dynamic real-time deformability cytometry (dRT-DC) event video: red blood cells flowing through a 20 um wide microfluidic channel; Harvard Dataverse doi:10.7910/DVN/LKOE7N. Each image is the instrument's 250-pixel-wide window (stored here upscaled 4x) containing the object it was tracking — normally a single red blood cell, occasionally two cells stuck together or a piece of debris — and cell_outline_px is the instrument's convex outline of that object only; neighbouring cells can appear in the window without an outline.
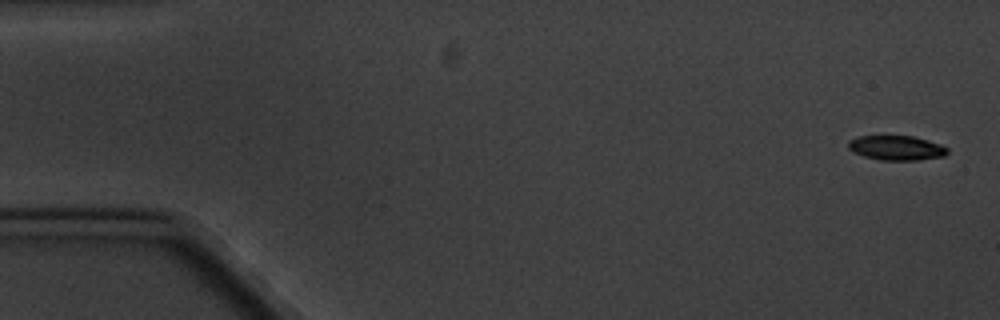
{"species": "common noctule bat (a hibernating species)", "species_latin": "Nyctalus noctula", "temperature_condition": "cold", "stored_images_in_passage": 7, "camera_frame_rate_fps": 3000, "um_per_image_px": 0.085, "animal": {"sex": "male", "body_mass_g": 20.1, "forearm_length_mm": 53.5}, "frame": {"image": 1, "passage_image": 1, "time_ms": 0.0, "image_size_px": [1000, 320], "cell_outline_px": [[948, 152], [944, 156], [920, 160], [880, 160], [864, 156], [852, 152], [848, 148], [848, 140], [860, 136], [912, 136], [928, 140], [940, 144], [948, 148]], "centroid_in_image_um": [76.19, 12.57], "position_along_channel_um": 8.8, "area_um2": 14.28}}
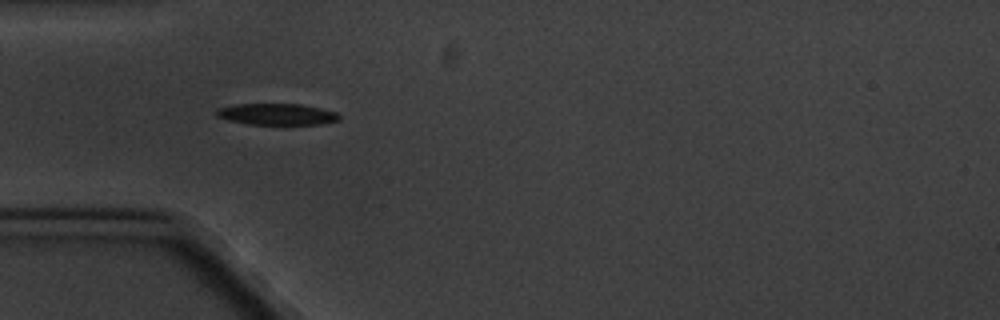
{"frame": {"image": 2, "passage_image": 5, "time_ms": 5.333, "image_size_px": [1000, 320], "cell_outline_px": [[340, 120], [320, 124], [248, 124], [228, 120], [216, 116], [216, 108], [236, 104], [300, 104], [320, 108], [336, 112], [340, 116]], "centroid_in_image_um": [23.51, 9.7], "position_along_channel_um": 61.5, "area_um2": 15.26}}